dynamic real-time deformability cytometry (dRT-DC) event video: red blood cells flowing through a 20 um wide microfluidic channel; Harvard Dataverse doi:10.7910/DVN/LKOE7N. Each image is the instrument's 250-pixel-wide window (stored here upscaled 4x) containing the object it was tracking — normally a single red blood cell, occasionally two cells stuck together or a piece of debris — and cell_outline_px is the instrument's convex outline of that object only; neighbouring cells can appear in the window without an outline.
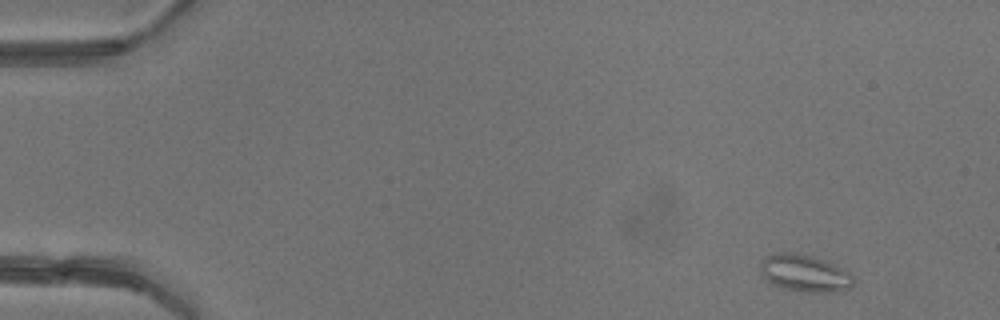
{"species": "common noctule bat (a hibernating species)", "species_latin": "Nyctalus noctula", "temperature_condition": "warm", "stored_images_in_passage": 4, "camera_frame_rate_fps": 3000, "um_per_image_px": 0.085, "animal": {"sex": "female"}, "frame": {"image": 1, "passage_image": 1, "time_ms": 0.0, "image_size_px": [1000, 320], "cell_outline_px": [[856, 284], [852, 288], [840, 292], [808, 292], [784, 288], [772, 284], [760, 272], [760, 264], [764, 256], [776, 252], [796, 252], [812, 256], [824, 260], [840, 268], [852, 276], [856, 280]], "centroid_in_image_um": [68.41, 23.22], "position_along_channel_um": 16.6, "area_um2": 20.29}}
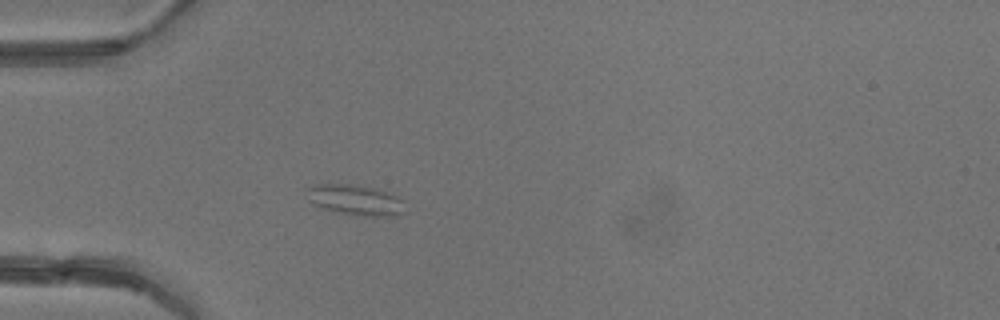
{"frame": {"image": 2, "passage_image": 4, "time_ms": 3.667, "image_size_px": [1000, 320], "cell_outline_px": [[404, 212], [392, 216], [360, 216], [340, 212], [324, 208], [308, 200], [308, 188], [316, 184], [348, 184], [372, 188], [396, 196], [400, 200]], "centroid_in_image_um": [30.18, 17.0], "position_along_channel_um": 54.8, "area_um2": 16.76}}